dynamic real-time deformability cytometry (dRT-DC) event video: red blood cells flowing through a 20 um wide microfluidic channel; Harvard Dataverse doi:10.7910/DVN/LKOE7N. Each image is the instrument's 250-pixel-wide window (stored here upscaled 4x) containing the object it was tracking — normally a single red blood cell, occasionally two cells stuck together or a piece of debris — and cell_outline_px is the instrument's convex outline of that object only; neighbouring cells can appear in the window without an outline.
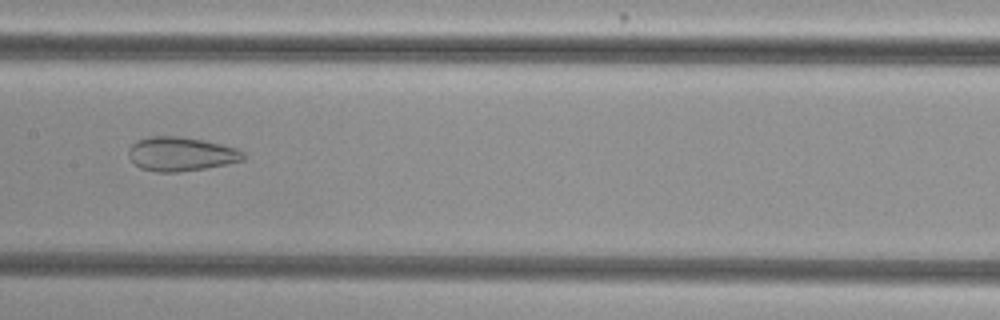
{"species": "common noctule bat (a hibernating species)", "species_latin": "Nyctalus noctula", "temperature_condition": "cold", "stored_images_in_passage": 32, "camera_frame_rate_fps": 3000, "um_per_image_px": 0.085, "animal": {"sex": "female", "body_mass_g": 29.2, "forearm_length_mm": 56.3}, "frame": {"image": 1, "passage_image": 12, "time_ms": 3.667, "image_size_px": [1000, 320], "cell_outline_px": [[244, 160], [204, 168], [180, 172], [156, 172], [140, 168], [128, 156], [128, 148], [136, 140], [148, 136], [180, 136], [204, 140], [236, 148], [244, 152]], "centroid_in_image_um": [15.34, 13.08], "position_along_channel_um": 192.1, "area_um2": 22.77}}
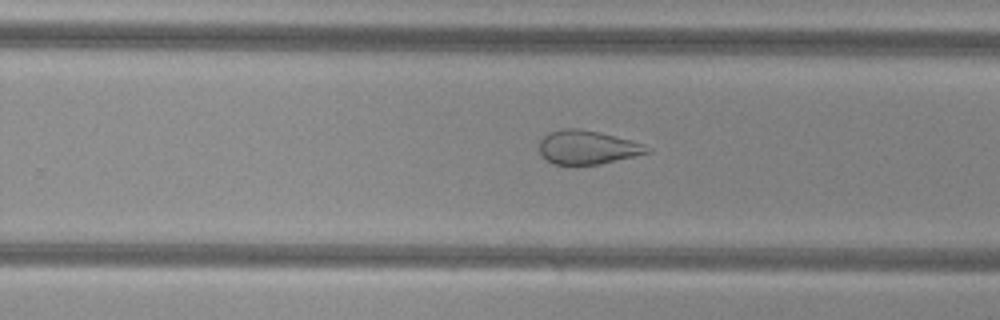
{"frame": {"image": 2, "passage_image": 19, "time_ms": 6.0, "image_size_px": [1000, 320], "cell_outline_px": [[652, 152], [600, 164], [552, 164], [540, 156], [540, 140], [548, 132], [564, 128], [580, 128], [600, 132], [632, 140], [644, 144], [652, 148]], "centroid_in_image_um": [49.94, 12.51], "position_along_channel_um": 279.9, "area_um2": 21.44}}
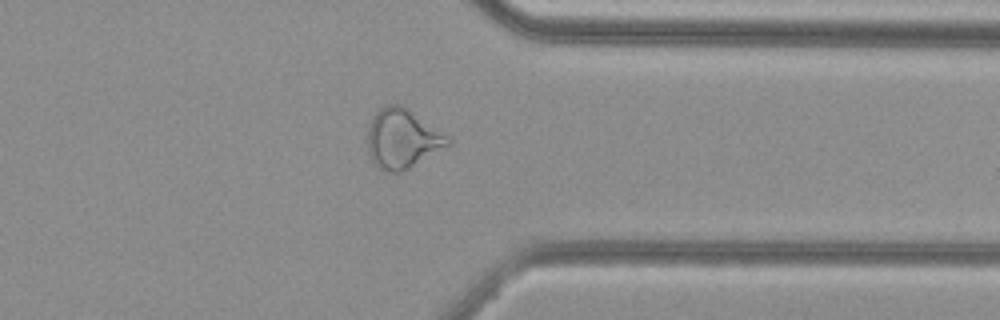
{"frame": {"image": 3, "passage_image": 27, "time_ms": 8.667, "image_size_px": [1000, 320], "cell_outline_px": [[452, 144], [408, 168], [400, 172], [388, 172], [376, 168], [368, 152], [368, 128], [372, 116], [384, 104], [400, 104], [408, 108], [452, 140]], "centroid_in_image_um": [34.17, 11.79], "position_along_channel_um": 377.2, "area_um2": 27.69}, "authors_computed_cell_mechanics": {"area_um2": 23.8714, "velocity_mm_per_s": 3.7846, "shape_relaxation_time_tau1_ms": null, "shape_relaxation_time_tau2_ms": 2.1307, "deformation_change_tau1": null, "deformation_change_tau2": 0.0959}}